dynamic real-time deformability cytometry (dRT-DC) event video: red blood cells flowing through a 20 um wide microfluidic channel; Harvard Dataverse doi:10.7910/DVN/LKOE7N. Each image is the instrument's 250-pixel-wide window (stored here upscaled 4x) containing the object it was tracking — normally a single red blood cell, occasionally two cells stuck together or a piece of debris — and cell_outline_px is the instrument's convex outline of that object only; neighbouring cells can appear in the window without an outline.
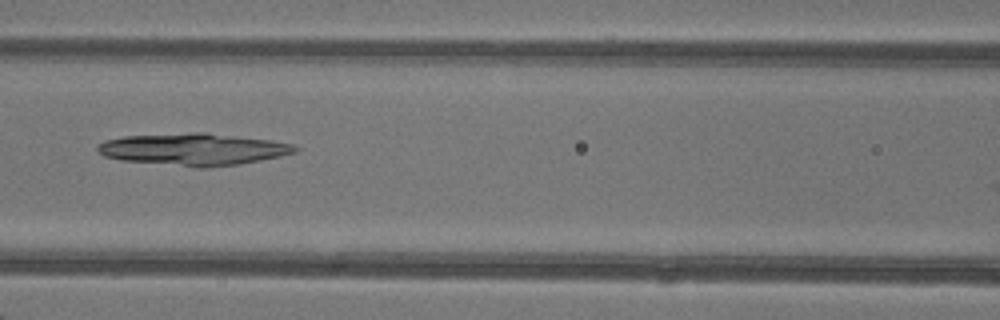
{"species": "common noctule bat (a hibernating species)", "species_latin": "Nyctalus noctula", "temperature_condition": "warm", "stored_images_in_passage": 6, "camera_frame_rate_fps": 3000, "um_per_image_px": 0.085, "animal": {"sex": "female"}, "frame": {"image": 1, "passage_image": 6, "time_ms": 6.333, "image_size_px": [1000, 320], "cell_outline_px": [[300, 148], [296, 152], [280, 156], [240, 164], [208, 168], [196, 168], [120, 160], [104, 156], [96, 148], [96, 144], [104, 140], [124, 136], [192, 132], [204, 132], [272, 140], [292, 144]], "centroid_in_image_um": [16.42, 12.69], "position_along_channel_um": 150.2, "area_um2": 37.22}}